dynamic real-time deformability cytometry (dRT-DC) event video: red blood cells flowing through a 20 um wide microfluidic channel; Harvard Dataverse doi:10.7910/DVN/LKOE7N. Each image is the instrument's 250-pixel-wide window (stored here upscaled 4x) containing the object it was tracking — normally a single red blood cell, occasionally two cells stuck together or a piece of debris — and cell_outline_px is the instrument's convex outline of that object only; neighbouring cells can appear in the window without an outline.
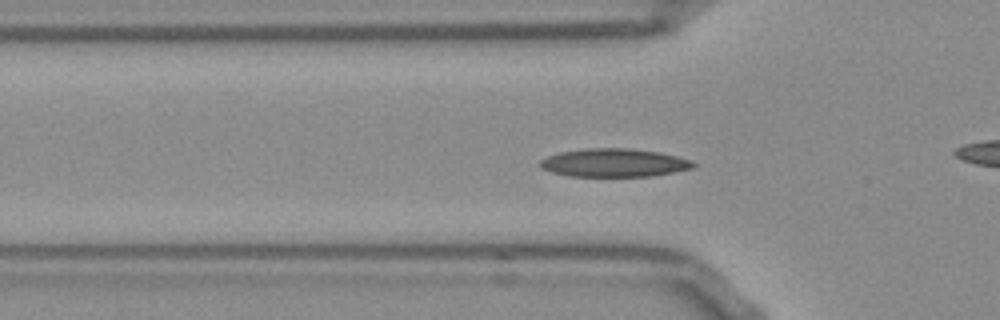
{"species": "Egyptian fruit bat (a non-hibernating species)", "species_latin": "Rousettus aegyptiacus", "temperature_condition": "room temperature", "stored_images_in_passage": 53, "camera_frame_rate_fps": 3000, "um_per_image_px": 0.085, "frame": {"image": 1, "passage_image": 16, "time_ms": 5.0, "image_size_px": [1000, 320], "cell_outline_px": [[696, 164], [692, 168], [652, 176], [568, 176], [552, 172], [540, 168], [540, 160], [548, 156], [560, 152], [584, 148], [628, 148], [660, 152], [676, 156], [688, 160]], "centroid_in_image_um": [52.15, 13.83], "position_along_channel_um": 73.6, "area_um2": 25.09}}
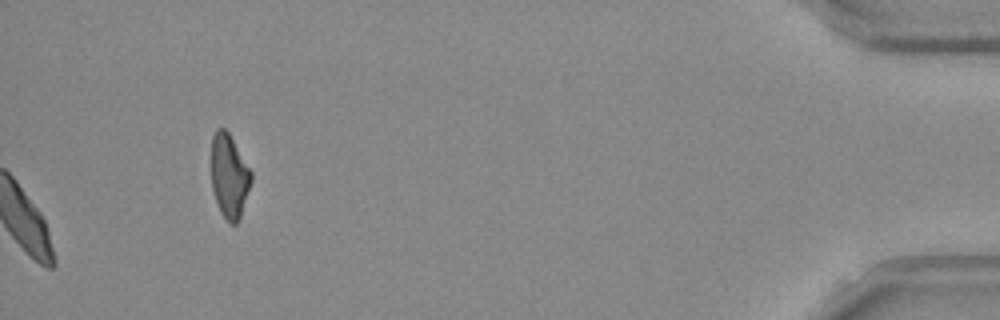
{"frame": {"image": 2, "passage_image": 53, "time_ms": 17.333, "image_size_px": [1000, 320], "cell_outline_px": [[252, 180], [240, 216], [236, 224], [228, 224], [220, 212], [212, 188], [212, 136], [216, 128], [224, 128], [228, 132], [252, 172]], "centroid_in_image_um": [19.48, 14.97], "position_along_channel_um": 415.7, "area_um2": 19.31}, "authors_computed_cell_mechanics": {"area_um2": 23.409, "velocity_mm_per_s": 3.793, "shape_relaxation_time_tau1_ms": 4.1638, "shape_relaxation_time_tau2_ms": 2.4643, "deformation_change_tau1": 0.1232, "deformation_change_tau2": 0.0645}}